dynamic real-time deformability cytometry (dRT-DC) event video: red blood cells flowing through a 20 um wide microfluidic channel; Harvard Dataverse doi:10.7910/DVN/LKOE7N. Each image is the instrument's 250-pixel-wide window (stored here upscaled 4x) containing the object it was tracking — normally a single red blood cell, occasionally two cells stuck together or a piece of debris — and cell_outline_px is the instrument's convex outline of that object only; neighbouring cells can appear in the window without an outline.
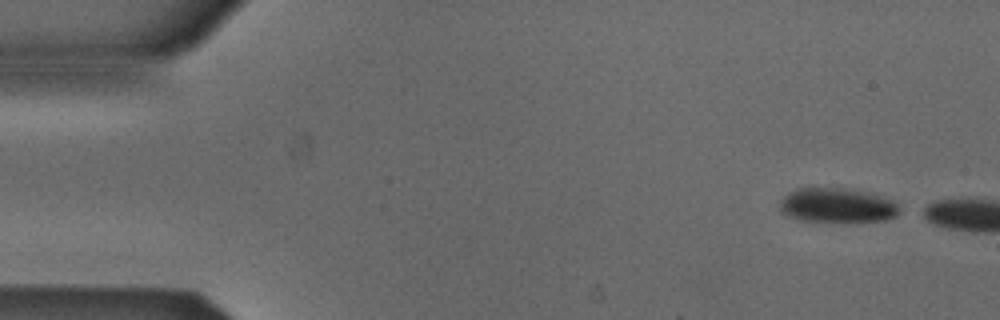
{"species": "Egyptian fruit bat (a non-hibernating species)", "species_latin": "Rousettus aegyptiacus", "temperature_condition": "cold", "stored_images_in_passage": 3, "camera_frame_rate_fps": 3000, "um_per_image_px": 0.085, "animal": {"sex": "male"}, "frame": {"image": 1, "passage_image": 1, "time_ms": 0.0, "image_size_px": [1000, 320], "cell_outline_px": [[900, 212], [896, 216], [888, 220], [800, 220], [784, 212], [780, 208], [780, 200], [788, 192], [796, 188], [840, 188], [868, 192], [892, 200], [900, 208]], "centroid_in_image_um": [71.17, 17.42], "position_along_channel_um": 13.8, "area_um2": 23.41}}